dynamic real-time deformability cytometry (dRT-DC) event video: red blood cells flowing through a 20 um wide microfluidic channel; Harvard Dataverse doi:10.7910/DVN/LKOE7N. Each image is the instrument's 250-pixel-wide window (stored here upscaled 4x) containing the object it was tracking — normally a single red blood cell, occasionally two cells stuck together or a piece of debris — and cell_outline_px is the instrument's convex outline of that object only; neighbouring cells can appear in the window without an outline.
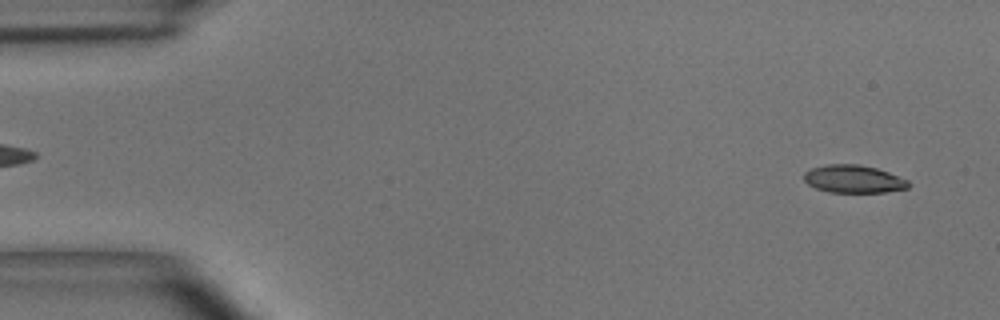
{"species": "common noctule bat (a hibernating species)", "species_latin": "Nyctalus noctula", "temperature_condition": "room temperature", "stored_images_in_passage": 5, "segment_of_instrument_passage": [2, 2], "camera_frame_rate_fps": 3000, "um_per_image_px": 0.085, "animal": {"sex": "male", "body_mass_g": 15.6}, "frame": {"image": 1, "passage_image": 5, "time_ms": 1.333, "image_size_px": [1000, 320], "cell_outline_px": [[912, 184], [908, 188], [884, 192], [828, 192], [816, 188], [808, 184], [804, 180], [804, 172], [812, 168], [828, 164], [856, 164], [876, 168], [888, 172], [908, 180]], "centroid_in_image_um": [72.56, 15.22], "position_along_channel_um": 12.4, "area_um2": 16.88}}